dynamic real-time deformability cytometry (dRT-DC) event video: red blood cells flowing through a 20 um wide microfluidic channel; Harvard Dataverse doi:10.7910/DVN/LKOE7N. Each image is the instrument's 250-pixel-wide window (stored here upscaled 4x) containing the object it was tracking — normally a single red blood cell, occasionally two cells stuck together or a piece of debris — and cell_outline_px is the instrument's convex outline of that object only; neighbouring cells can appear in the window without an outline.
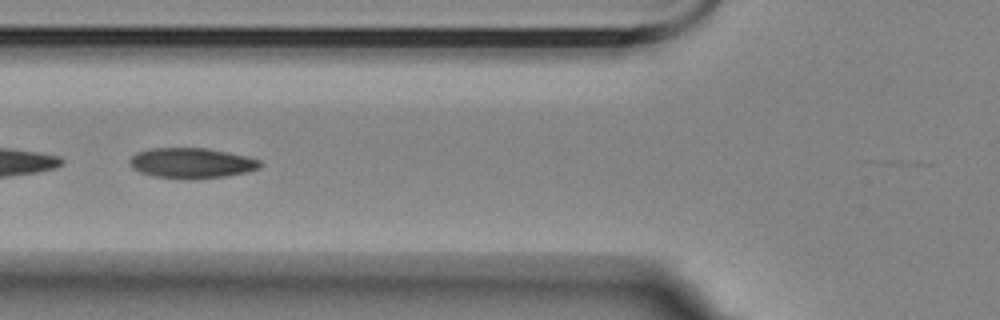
{"species": "Egyptian fruit bat (a non-hibernating species)", "species_latin": "Rousettus aegyptiacus", "temperature_condition": "room temperature", "stored_images_in_passage": 9, "camera_frame_rate_fps": 3000, "um_per_image_px": 0.085, "animal": {"sex": "female"}, "frame": {"image": 1, "passage_image": 7, "time_ms": 6.667, "image_size_px": [1000, 320], "cell_outline_px": [[264, 164], [260, 168], [244, 172], [224, 176], [152, 176], [140, 172], [132, 168], [128, 164], [128, 160], [136, 152], [148, 148], [208, 148], [248, 156], [260, 160]], "centroid_in_image_um": [16.27, 13.8], "position_along_channel_um": 109.5, "area_um2": 22.37}}
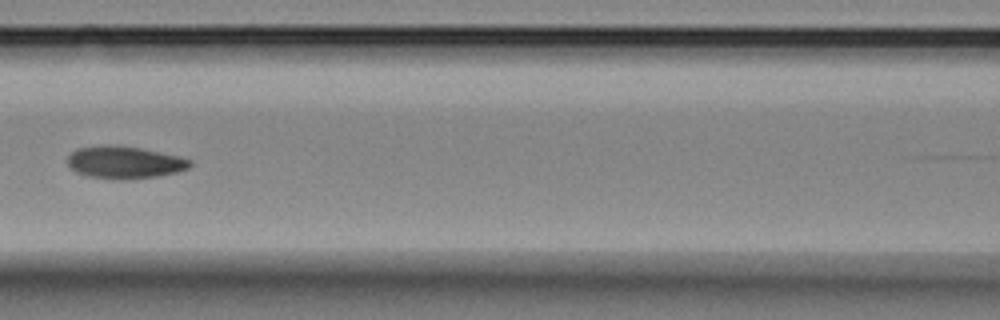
{"frame": {"image": 2, "passage_image": 8, "time_ms": 8.0, "image_size_px": [1000, 320], "cell_outline_px": [[192, 164], [188, 168], [176, 172], [156, 176], [124, 180], [88, 176], [76, 172], [68, 164], [68, 156], [76, 148], [108, 144], [140, 148], [180, 156], [192, 160]], "centroid_in_image_um": [10.59, 13.79], "position_along_channel_um": 156.0, "area_um2": 23.0}}
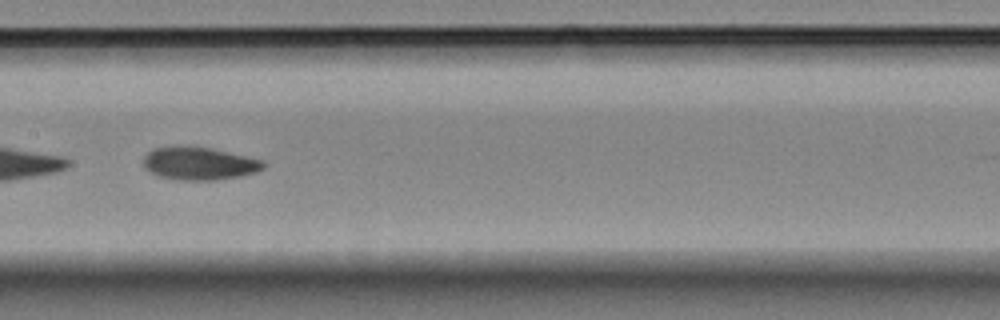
{"frame": {"image": 3, "passage_image": 9, "time_ms": 9.0, "image_size_px": [1000, 320], "cell_outline_px": [[268, 164], [264, 168], [256, 172], [240, 176], [216, 180], [176, 180], [160, 176], [144, 168], [144, 156], [152, 148], [212, 148], [264, 160]], "centroid_in_image_um": [17.0, 13.92], "position_along_channel_um": 190.4, "area_um2": 22.6}}